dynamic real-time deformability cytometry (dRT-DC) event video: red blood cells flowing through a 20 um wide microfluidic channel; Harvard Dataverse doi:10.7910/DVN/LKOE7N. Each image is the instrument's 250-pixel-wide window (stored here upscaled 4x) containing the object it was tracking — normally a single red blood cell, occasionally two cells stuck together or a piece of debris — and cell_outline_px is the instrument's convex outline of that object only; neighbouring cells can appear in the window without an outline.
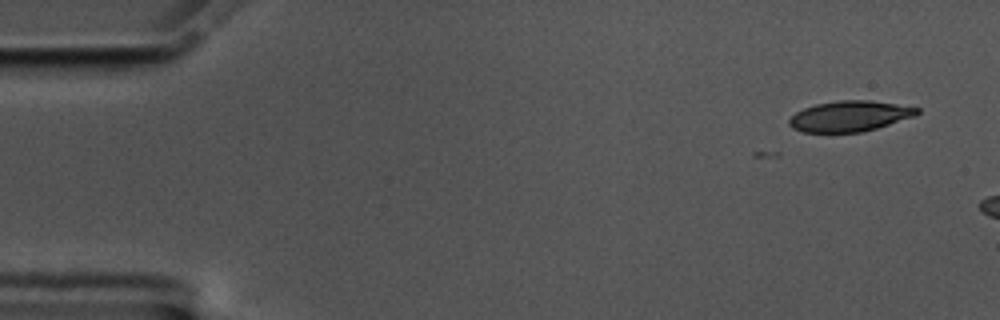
{"species": "common noctule bat (a hibernating species)", "species_latin": "Nyctalus noctula", "temperature_condition": "cold", "stored_images_in_passage": 6, "camera_frame_rate_fps": 3000, "um_per_image_px": 0.085, "animal": {"sex": "male", "body_mass_g": 17.5, "forearm_length_mm": 52.3}, "frame": {"image": 1, "passage_image": 1, "time_ms": 0.0, "image_size_px": [1000, 320], "cell_outline_px": [[920, 112], [916, 116], [876, 128], [860, 132], [804, 132], [792, 128], [788, 124], [788, 120], [796, 112], [804, 108], [816, 104], [840, 100], [868, 100], [896, 104], [920, 108]], "centroid_in_image_um": [72.23, 9.87], "position_along_channel_um": 12.8, "area_um2": 22.72}}